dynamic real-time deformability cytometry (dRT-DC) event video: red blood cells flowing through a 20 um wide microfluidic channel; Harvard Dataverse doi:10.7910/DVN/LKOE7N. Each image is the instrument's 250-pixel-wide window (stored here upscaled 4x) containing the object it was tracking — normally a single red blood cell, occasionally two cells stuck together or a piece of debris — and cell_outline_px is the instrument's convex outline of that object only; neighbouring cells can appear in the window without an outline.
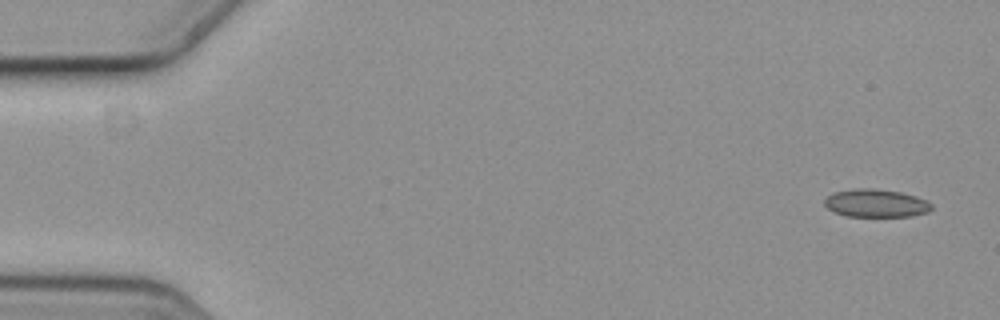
{"species": "common noctule bat (a hibernating species)", "species_latin": "Nyctalus noctula", "temperature_condition": "cold", "stored_images_in_passage": 8, "camera_frame_rate_fps": 3000, "um_per_image_px": 0.085, "animal": {"sex": "female", "body_mass_g": 19.3, "forearm_length_mm": 54.1}, "frame": {"image": 1, "passage_image": 1, "time_ms": 0.0, "image_size_px": [1000, 320], "cell_outline_px": [[932, 208], [928, 212], [912, 216], [844, 216], [832, 212], [824, 204], [824, 200], [828, 196], [836, 192], [856, 188], [872, 188], [900, 192], [916, 196], [932, 204]], "centroid_in_image_um": [74.44, 17.28], "position_along_channel_um": 10.6, "area_um2": 17.4}}
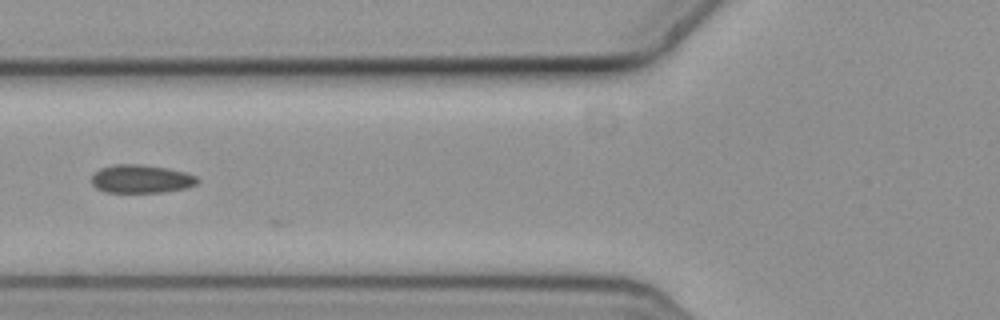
{"frame": {"image": 2, "passage_image": 6, "time_ms": 1.667, "image_size_px": [1000, 320], "cell_outline_px": [[200, 180], [196, 184], [188, 188], [164, 192], [104, 192], [96, 188], [92, 184], [92, 176], [100, 168], [116, 164], [140, 164], [168, 168], [184, 172], [196, 176]], "centroid_in_image_um": [12.01, 15.21], "position_along_channel_um": 113.8, "area_um2": 17.51}}